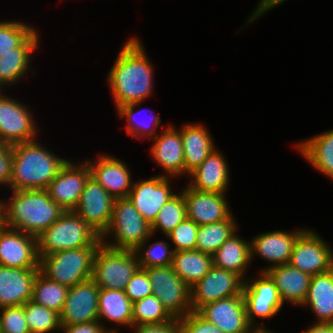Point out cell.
I'll return each mask as SVG.
<instances>
[{
	"label": "cell",
	"mask_w": 333,
	"mask_h": 333,
	"mask_svg": "<svg viewBox=\"0 0 333 333\" xmlns=\"http://www.w3.org/2000/svg\"><path fill=\"white\" fill-rule=\"evenodd\" d=\"M232 215L224 221L199 225L195 250L213 255L220 246L235 232Z\"/></svg>",
	"instance_id": "d6a6232c"
},
{
	"label": "cell",
	"mask_w": 333,
	"mask_h": 333,
	"mask_svg": "<svg viewBox=\"0 0 333 333\" xmlns=\"http://www.w3.org/2000/svg\"><path fill=\"white\" fill-rule=\"evenodd\" d=\"M124 292L132 303L152 295V287L147 272L139 268L128 282Z\"/></svg>",
	"instance_id": "7bdbcfd3"
},
{
	"label": "cell",
	"mask_w": 333,
	"mask_h": 333,
	"mask_svg": "<svg viewBox=\"0 0 333 333\" xmlns=\"http://www.w3.org/2000/svg\"><path fill=\"white\" fill-rule=\"evenodd\" d=\"M98 247L62 250L42 256L40 272L49 280L68 288L92 278L93 260Z\"/></svg>",
	"instance_id": "5b68a950"
},
{
	"label": "cell",
	"mask_w": 333,
	"mask_h": 333,
	"mask_svg": "<svg viewBox=\"0 0 333 333\" xmlns=\"http://www.w3.org/2000/svg\"><path fill=\"white\" fill-rule=\"evenodd\" d=\"M133 303L122 290L100 289L98 294V321L107 318L113 323L133 326Z\"/></svg>",
	"instance_id": "4dcf8cb0"
},
{
	"label": "cell",
	"mask_w": 333,
	"mask_h": 333,
	"mask_svg": "<svg viewBox=\"0 0 333 333\" xmlns=\"http://www.w3.org/2000/svg\"><path fill=\"white\" fill-rule=\"evenodd\" d=\"M38 36L37 31L34 30L17 48L11 49V52L7 54H2L0 57V86L5 83L7 85L15 83L25 75L30 63V54L37 48Z\"/></svg>",
	"instance_id": "4316f807"
},
{
	"label": "cell",
	"mask_w": 333,
	"mask_h": 333,
	"mask_svg": "<svg viewBox=\"0 0 333 333\" xmlns=\"http://www.w3.org/2000/svg\"><path fill=\"white\" fill-rule=\"evenodd\" d=\"M139 268L134 250L114 249L102 240L94 256L92 279L100 289L124 291Z\"/></svg>",
	"instance_id": "8992f818"
},
{
	"label": "cell",
	"mask_w": 333,
	"mask_h": 333,
	"mask_svg": "<svg viewBox=\"0 0 333 333\" xmlns=\"http://www.w3.org/2000/svg\"><path fill=\"white\" fill-rule=\"evenodd\" d=\"M213 266L232 271L243 278L251 261L250 243L232 234L212 255Z\"/></svg>",
	"instance_id": "f1b7e54d"
},
{
	"label": "cell",
	"mask_w": 333,
	"mask_h": 333,
	"mask_svg": "<svg viewBox=\"0 0 333 333\" xmlns=\"http://www.w3.org/2000/svg\"><path fill=\"white\" fill-rule=\"evenodd\" d=\"M0 333H31L23 305L0 308Z\"/></svg>",
	"instance_id": "ab89813d"
},
{
	"label": "cell",
	"mask_w": 333,
	"mask_h": 333,
	"mask_svg": "<svg viewBox=\"0 0 333 333\" xmlns=\"http://www.w3.org/2000/svg\"><path fill=\"white\" fill-rule=\"evenodd\" d=\"M109 233L115 234L117 241L114 244L106 242V246L134 250L139 255L140 249L152 234L151 224L142 217L128 198L115 199L110 225L101 239Z\"/></svg>",
	"instance_id": "52a82bcc"
},
{
	"label": "cell",
	"mask_w": 333,
	"mask_h": 333,
	"mask_svg": "<svg viewBox=\"0 0 333 333\" xmlns=\"http://www.w3.org/2000/svg\"><path fill=\"white\" fill-rule=\"evenodd\" d=\"M297 147L312 166L333 178V130L308 139Z\"/></svg>",
	"instance_id": "1f68e13d"
},
{
	"label": "cell",
	"mask_w": 333,
	"mask_h": 333,
	"mask_svg": "<svg viewBox=\"0 0 333 333\" xmlns=\"http://www.w3.org/2000/svg\"><path fill=\"white\" fill-rule=\"evenodd\" d=\"M171 266L192 287L210 271L213 266L212 255L198 250L174 252Z\"/></svg>",
	"instance_id": "f546056e"
},
{
	"label": "cell",
	"mask_w": 333,
	"mask_h": 333,
	"mask_svg": "<svg viewBox=\"0 0 333 333\" xmlns=\"http://www.w3.org/2000/svg\"><path fill=\"white\" fill-rule=\"evenodd\" d=\"M243 278L232 271L212 266L210 271L191 287L192 311L223 298L243 295Z\"/></svg>",
	"instance_id": "9c48e42d"
},
{
	"label": "cell",
	"mask_w": 333,
	"mask_h": 333,
	"mask_svg": "<svg viewBox=\"0 0 333 333\" xmlns=\"http://www.w3.org/2000/svg\"><path fill=\"white\" fill-rule=\"evenodd\" d=\"M135 327V333H182L179 321L175 318L171 322L139 325Z\"/></svg>",
	"instance_id": "bcb514c9"
},
{
	"label": "cell",
	"mask_w": 333,
	"mask_h": 333,
	"mask_svg": "<svg viewBox=\"0 0 333 333\" xmlns=\"http://www.w3.org/2000/svg\"><path fill=\"white\" fill-rule=\"evenodd\" d=\"M137 38L126 42L109 72V85L117 108L142 102L152 92V66Z\"/></svg>",
	"instance_id": "6da1fadb"
},
{
	"label": "cell",
	"mask_w": 333,
	"mask_h": 333,
	"mask_svg": "<svg viewBox=\"0 0 333 333\" xmlns=\"http://www.w3.org/2000/svg\"><path fill=\"white\" fill-rule=\"evenodd\" d=\"M137 105H140V102L125 104V105H122V106L117 108L118 113H119V115H121V117L126 116V118H128L127 120H128L129 124H127V127H126L127 133L131 134L133 136H139V137H141V135L142 136H144V135L145 136L146 135L151 136V134L153 135V132H155V129L156 128L158 129L157 126L161 123V120H160L161 118L156 116V115L153 116L154 118H153L152 125L154 126V128L150 129L149 132H148V129L151 128V127H148L147 125H145V123L139 122V121L135 124L133 123L134 121H136L135 119H133V117H134L133 115H134V108Z\"/></svg>",
	"instance_id": "b9f144b4"
},
{
	"label": "cell",
	"mask_w": 333,
	"mask_h": 333,
	"mask_svg": "<svg viewBox=\"0 0 333 333\" xmlns=\"http://www.w3.org/2000/svg\"><path fill=\"white\" fill-rule=\"evenodd\" d=\"M318 323H333V269L311 277L307 298Z\"/></svg>",
	"instance_id": "484cf974"
},
{
	"label": "cell",
	"mask_w": 333,
	"mask_h": 333,
	"mask_svg": "<svg viewBox=\"0 0 333 333\" xmlns=\"http://www.w3.org/2000/svg\"><path fill=\"white\" fill-rule=\"evenodd\" d=\"M303 333H333V323H316Z\"/></svg>",
	"instance_id": "681fc988"
},
{
	"label": "cell",
	"mask_w": 333,
	"mask_h": 333,
	"mask_svg": "<svg viewBox=\"0 0 333 333\" xmlns=\"http://www.w3.org/2000/svg\"><path fill=\"white\" fill-rule=\"evenodd\" d=\"M186 218L187 212L183 193L175 194L159 210L156 219L151 224V232L153 234L159 228L164 235H167Z\"/></svg>",
	"instance_id": "d590c367"
},
{
	"label": "cell",
	"mask_w": 333,
	"mask_h": 333,
	"mask_svg": "<svg viewBox=\"0 0 333 333\" xmlns=\"http://www.w3.org/2000/svg\"><path fill=\"white\" fill-rule=\"evenodd\" d=\"M100 288L90 278L68 289L65 303L59 313L60 325H73L98 320Z\"/></svg>",
	"instance_id": "7c38bea8"
},
{
	"label": "cell",
	"mask_w": 333,
	"mask_h": 333,
	"mask_svg": "<svg viewBox=\"0 0 333 333\" xmlns=\"http://www.w3.org/2000/svg\"><path fill=\"white\" fill-rule=\"evenodd\" d=\"M155 140L151 155L172 176L185 172V159L183 152L181 131H176L174 126L165 129L160 137L154 133ZM155 138V139H154Z\"/></svg>",
	"instance_id": "cb8c5ba5"
},
{
	"label": "cell",
	"mask_w": 333,
	"mask_h": 333,
	"mask_svg": "<svg viewBox=\"0 0 333 333\" xmlns=\"http://www.w3.org/2000/svg\"><path fill=\"white\" fill-rule=\"evenodd\" d=\"M132 319L133 325L139 326L171 322L174 318L155 295H150L133 303Z\"/></svg>",
	"instance_id": "e575fe53"
},
{
	"label": "cell",
	"mask_w": 333,
	"mask_h": 333,
	"mask_svg": "<svg viewBox=\"0 0 333 333\" xmlns=\"http://www.w3.org/2000/svg\"><path fill=\"white\" fill-rule=\"evenodd\" d=\"M164 175L134 183L127 198L150 224L156 219L159 210L175 195L169 188Z\"/></svg>",
	"instance_id": "ac0fdd59"
},
{
	"label": "cell",
	"mask_w": 333,
	"mask_h": 333,
	"mask_svg": "<svg viewBox=\"0 0 333 333\" xmlns=\"http://www.w3.org/2000/svg\"><path fill=\"white\" fill-rule=\"evenodd\" d=\"M144 251L141 257L138 254L140 268L170 266L172 264L174 251H169L168 244L164 241L153 243Z\"/></svg>",
	"instance_id": "60d3db41"
},
{
	"label": "cell",
	"mask_w": 333,
	"mask_h": 333,
	"mask_svg": "<svg viewBox=\"0 0 333 333\" xmlns=\"http://www.w3.org/2000/svg\"><path fill=\"white\" fill-rule=\"evenodd\" d=\"M39 271L0 265V308L24 305L31 300Z\"/></svg>",
	"instance_id": "ffe728a7"
},
{
	"label": "cell",
	"mask_w": 333,
	"mask_h": 333,
	"mask_svg": "<svg viewBox=\"0 0 333 333\" xmlns=\"http://www.w3.org/2000/svg\"><path fill=\"white\" fill-rule=\"evenodd\" d=\"M199 226L191 219L186 218L184 221L169 232L166 237L175 243L174 252L195 250L196 237Z\"/></svg>",
	"instance_id": "f35d334b"
},
{
	"label": "cell",
	"mask_w": 333,
	"mask_h": 333,
	"mask_svg": "<svg viewBox=\"0 0 333 333\" xmlns=\"http://www.w3.org/2000/svg\"><path fill=\"white\" fill-rule=\"evenodd\" d=\"M185 172L190 173L214 150L211 136L200 125H185L181 130Z\"/></svg>",
	"instance_id": "83f0119b"
},
{
	"label": "cell",
	"mask_w": 333,
	"mask_h": 333,
	"mask_svg": "<svg viewBox=\"0 0 333 333\" xmlns=\"http://www.w3.org/2000/svg\"><path fill=\"white\" fill-rule=\"evenodd\" d=\"M196 312L223 333H250L249 330L252 329L247 320L243 295L204 304Z\"/></svg>",
	"instance_id": "9a60e30c"
},
{
	"label": "cell",
	"mask_w": 333,
	"mask_h": 333,
	"mask_svg": "<svg viewBox=\"0 0 333 333\" xmlns=\"http://www.w3.org/2000/svg\"><path fill=\"white\" fill-rule=\"evenodd\" d=\"M4 227H5L4 217L0 210V232L3 230Z\"/></svg>",
	"instance_id": "816d5d0a"
},
{
	"label": "cell",
	"mask_w": 333,
	"mask_h": 333,
	"mask_svg": "<svg viewBox=\"0 0 333 333\" xmlns=\"http://www.w3.org/2000/svg\"><path fill=\"white\" fill-rule=\"evenodd\" d=\"M87 163L91 177L111 196L115 199L127 198L133 184L130 182V172L123 162L113 157L100 156L96 164L91 161H87Z\"/></svg>",
	"instance_id": "44dd1931"
},
{
	"label": "cell",
	"mask_w": 333,
	"mask_h": 333,
	"mask_svg": "<svg viewBox=\"0 0 333 333\" xmlns=\"http://www.w3.org/2000/svg\"><path fill=\"white\" fill-rule=\"evenodd\" d=\"M285 0H261L258 9H256L254 15L251 16L250 21L253 19L258 18L261 14L264 12H267V10L273 8L274 6L279 5L280 3L284 2Z\"/></svg>",
	"instance_id": "c3c4849f"
},
{
	"label": "cell",
	"mask_w": 333,
	"mask_h": 333,
	"mask_svg": "<svg viewBox=\"0 0 333 333\" xmlns=\"http://www.w3.org/2000/svg\"><path fill=\"white\" fill-rule=\"evenodd\" d=\"M274 280L280 297L291 303L303 305L307 298L311 275L300 271L289 263L264 269Z\"/></svg>",
	"instance_id": "7402d4cb"
},
{
	"label": "cell",
	"mask_w": 333,
	"mask_h": 333,
	"mask_svg": "<svg viewBox=\"0 0 333 333\" xmlns=\"http://www.w3.org/2000/svg\"><path fill=\"white\" fill-rule=\"evenodd\" d=\"M101 236L74 211H65L48 229L37 236V252L42 256L62 250L99 247Z\"/></svg>",
	"instance_id": "277c9868"
},
{
	"label": "cell",
	"mask_w": 333,
	"mask_h": 333,
	"mask_svg": "<svg viewBox=\"0 0 333 333\" xmlns=\"http://www.w3.org/2000/svg\"><path fill=\"white\" fill-rule=\"evenodd\" d=\"M32 120L25 106L0 94V141L14 145L34 140Z\"/></svg>",
	"instance_id": "e0dca14e"
},
{
	"label": "cell",
	"mask_w": 333,
	"mask_h": 333,
	"mask_svg": "<svg viewBox=\"0 0 333 333\" xmlns=\"http://www.w3.org/2000/svg\"><path fill=\"white\" fill-rule=\"evenodd\" d=\"M261 276L258 280H253L252 284L245 281L243 287L247 320L251 326L255 316L272 317L283 305L274 280L267 272L262 271Z\"/></svg>",
	"instance_id": "2e32d148"
},
{
	"label": "cell",
	"mask_w": 333,
	"mask_h": 333,
	"mask_svg": "<svg viewBox=\"0 0 333 333\" xmlns=\"http://www.w3.org/2000/svg\"><path fill=\"white\" fill-rule=\"evenodd\" d=\"M13 192L7 206L0 201L5 227L37 237L65 212L49 197L46 189Z\"/></svg>",
	"instance_id": "7a4b0ae2"
},
{
	"label": "cell",
	"mask_w": 333,
	"mask_h": 333,
	"mask_svg": "<svg viewBox=\"0 0 333 333\" xmlns=\"http://www.w3.org/2000/svg\"><path fill=\"white\" fill-rule=\"evenodd\" d=\"M114 201L115 198L90 176L73 211L102 236L110 225Z\"/></svg>",
	"instance_id": "30bf717a"
},
{
	"label": "cell",
	"mask_w": 333,
	"mask_h": 333,
	"mask_svg": "<svg viewBox=\"0 0 333 333\" xmlns=\"http://www.w3.org/2000/svg\"><path fill=\"white\" fill-rule=\"evenodd\" d=\"M182 333H223L216 325L192 311L178 319Z\"/></svg>",
	"instance_id": "ee69618b"
},
{
	"label": "cell",
	"mask_w": 333,
	"mask_h": 333,
	"mask_svg": "<svg viewBox=\"0 0 333 333\" xmlns=\"http://www.w3.org/2000/svg\"><path fill=\"white\" fill-rule=\"evenodd\" d=\"M100 321L86 322L73 325H61V330L64 333H115V331L106 330Z\"/></svg>",
	"instance_id": "7dc6e473"
},
{
	"label": "cell",
	"mask_w": 333,
	"mask_h": 333,
	"mask_svg": "<svg viewBox=\"0 0 333 333\" xmlns=\"http://www.w3.org/2000/svg\"><path fill=\"white\" fill-rule=\"evenodd\" d=\"M189 175L193 177L189 187L200 192L224 193L229 183L226 161L216 149Z\"/></svg>",
	"instance_id": "603a6c76"
},
{
	"label": "cell",
	"mask_w": 333,
	"mask_h": 333,
	"mask_svg": "<svg viewBox=\"0 0 333 333\" xmlns=\"http://www.w3.org/2000/svg\"><path fill=\"white\" fill-rule=\"evenodd\" d=\"M147 272L155 295L169 314L180 319L192 312L191 287L173 270L172 266L142 268Z\"/></svg>",
	"instance_id": "ba28073f"
},
{
	"label": "cell",
	"mask_w": 333,
	"mask_h": 333,
	"mask_svg": "<svg viewBox=\"0 0 333 333\" xmlns=\"http://www.w3.org/2000/svg\"><path fill=\"white\" fill-rule=\"evenodd\" d=\"M13 145L0 141V183H10L12 177Z\"/></svg>",
	"instance_id": "f6af8a7d"
},
{
	"label": "cell",
	"mask_w": 333,
	"mask_h": 333,
	"mask_svg": "<svg viewBox=\"0 0 333 333\" xmlns=\"http://www.w3.org/2000/svg\"><path fill=\"white\" fill-rule=\"evenodd\" d=\"M34 30L22 22H0V57L17 48Z\"/></svg>",
	"instance_id": "74e56055"
},
{
	"label": "cell",
	"mask_w": 333,
	"mask_h": 333,
	"mask_svg": "<svg viewBox=\"0 0 333 333\" xmlns=\"http://www.w3.org/2000/svg\"><path fill=\"white\" fill-rule=\"evenodd\" d=\"M187 218L198 226L227 220L231 213L225 193L200 192L189 186L183 190Z\"/></svg>",
	"instance_id": "d6986e66"
},
{
	"label": "cell",
	"mask_w": 333,
	"mask_h": 333,
	"mask_svg": "<svg viewBox=\"0 0 333 333\" xmlns=\"http://www.w3.org/2000/svg\"><path fill=\"white\" fill-rule=\"evenodd\" d=\"M264 327H258L256 329L253 330V333H272V332H269L267 331V329H263ZM252 333V332H251Z\"/></svg>",
	"instance_id": "f907efd6"
},
{
	"label": "cell",
	"mask_w": 333,
	"mask_h": 333,
	"mask_svg": "<svg viewBox=\"0 0 333 333\" xmlns=\"http://www.w3.org/2000/svg\"><path fill=\"white\" fill-rule=\"evenodd\" d=\"M24 314L31 333H47L60 329L59 313L29 300L24 305Z\"/></svg>",
	"instance_id": "8d00e7d4"
},
{
	"label": "cell",
	"mask_w": 333,
	"mask_h": 333,
	"mask_svg": "<svg viewBox=\"0 0 333 333\" xmlns=\"http://www.w3.org/2000/svg\"><path fill=\"white\" fill-rule=\"evenodd\" d=\"M66 162L35 140L14 144L9 186L13 191L46 189Z\"/></svg>",
	"instance_id": "3957f363"
},
{
	"label": "cell",
	"mask_w": 333,
	"mask_h": 333,
	"mask_svg": "<svg viewBox=\"0 0 333 333\" xmlns=\"http://www.w3.org/2000/svg\"><path fill=\"white\" fill-rule=\"evenodd\" d=\"M68 289L65 285L49 280L39 271L33 284L31 301L60 313Z\"/></svg>",
	"instance_id": "836d02e7"
},
{
	"label": "cell",
	"mask_w": 333,
	"mask_h": 333,
	"mask_svg": "<svg viewBox=\"0 0 333 333\" xmlns=\"http://www.w3.org/2000/svg\"><path fill=\"white\" fill-rule=\"evenodd\" d=\"M37 237L4 227L0 232V265L21 269H40Z\"/></svg>",
	"instance_id": "5bb4252c"
},
{
	"label": "cell",
	"mask_w": 333,
	"mask_h": 333,
	"mask_svg": "<svg viewBox=\"0 0 333 333\" xmlns=\"http://www.w3.org/2000/svg\"><path fill=\"white\" fill-rule=\"evenodd\" d=\"M303 231V229L294 233L274 231L257 236L250 242L251 258L257 252L268 261L274 262L273 266L288 264L294 243Z\"/></svg>",
	"instance_id": "d4e9b609"
},
{
	"label": "cell",
	"mask_w": 333,
	"mask_h": 333,
	"mask_svg": "<svg viewBox=\"0 0 333 333\" xmlns=\"http://www.w3.org/2000/svg\"><path fill=\"white\" fill-rule=\"evenodd\" d=\"M91 176L88 163L75 166L67 161L47 186L49 197L64 211H73L79 203L85 184Z\"/></svg>",
	"instance_id": "4fadbf2b"
},
{
	"label": "cell",
	"mask_w": 333,
	"mask_h": 333,
	"mask_svg": "<svg viewBox=\"0 0 333 333\" xmlns=\"http://www.w3.org/2000/svg\"><path fill=\"white\" fill-rule=\"evenodd\" d=\"M289 264L313 276L333 269V253L317 234L304 229L294 243Z\"/></svg>",
	"instance_id": "8fae6325"
}]
</instances>
